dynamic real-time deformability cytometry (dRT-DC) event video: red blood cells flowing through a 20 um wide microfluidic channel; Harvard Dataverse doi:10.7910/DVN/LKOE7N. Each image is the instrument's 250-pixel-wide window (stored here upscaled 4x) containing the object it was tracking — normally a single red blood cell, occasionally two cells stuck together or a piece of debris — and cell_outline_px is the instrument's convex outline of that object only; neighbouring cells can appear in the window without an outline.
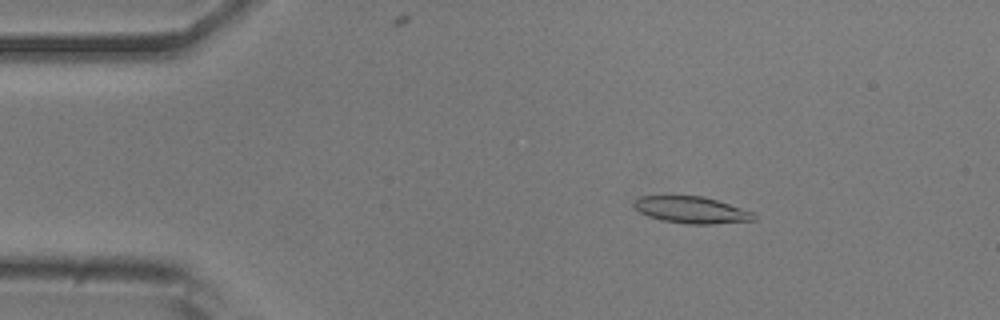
{"species": "common noctule bat (a hibernating species)", "species_latin": "Nyctalus noctula", "temperature_condition": "room temperature", "stored_images_in_passage": 52, "camera_frame_rate_fps": 3000, "um_per_image_px": 0.085, "animal": {"sex": "male", "body_mass_g": 20.5, "forearm_length_mm": 52.5}, "frame": {"image": 1, "passage_image": 8, "time_ms": 2.333, "image_size_px": [1000, 320], "cell_outline_px": [[756, 220], [712, 224], [688, 224], [664, 220], [648, 216], [640, 212], [632, 204], [640, 196], [704, 196], [752, 212], [756, 216]], "centroid_in_image_um": [58.77, 17.84], "position_along_channel_um": 26.2, "area_um2": 18.38}}
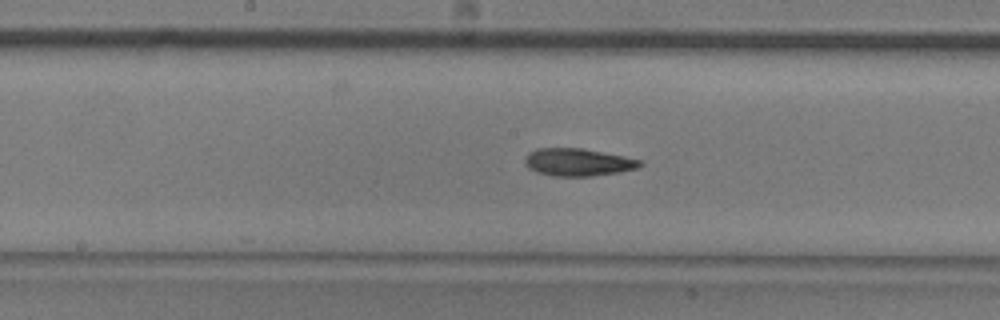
{"frame": {"image": 2, "passage_image": 26, "time_ms": 8.333, "image_size_px": [1000, 320], "cell_outline_px": [[644, 164], [636, 168], [620, 172], [592, 176], [552, 176], [536, 172], [528, 168], [524, 164], [524, 160], [528, 152], [536, 148], [580, 148], [624, 156], [640, 160]], "centroid_in_image_um": [49.08, 13.79], "position_along_channel_um": 199.1, "area_um2": 18.55}}
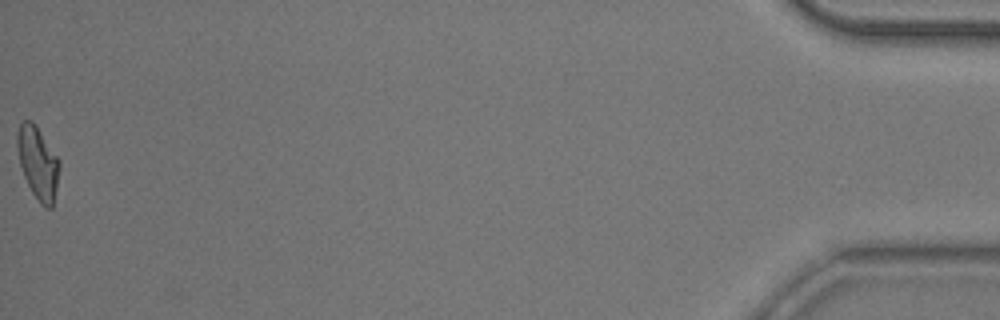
{"frame": {"image": 3, "passage_image": 52, "time_ms": 17.0, "image_size_px": [1000, 320], "cell_outline_px": [[60, 164], [56, 188], [52, 208], [44, 208], [40, 204], [32, 192], [24, 176], [20, 164], [16, 148], [16, 136], [20, 124], [24, 120], [32, 120], [36, 124], [60, 160]], "centroid_in_image_um": [3.21, 13.82], "position_along_channel_um": 432.0, "area_um2": 17.92}, "authors_computed_cell_mechanics": {"area_um2": 18.2359, "velocity_mm_per_s": 3.8563, "shape_relaxation_time_tau1_ms": 6.5541, "shape_relaxation_time_tau2_ms": 3.9089, "deformation_change_tau1": 0.1858, "deformation_change_tau2": 0.1067}}